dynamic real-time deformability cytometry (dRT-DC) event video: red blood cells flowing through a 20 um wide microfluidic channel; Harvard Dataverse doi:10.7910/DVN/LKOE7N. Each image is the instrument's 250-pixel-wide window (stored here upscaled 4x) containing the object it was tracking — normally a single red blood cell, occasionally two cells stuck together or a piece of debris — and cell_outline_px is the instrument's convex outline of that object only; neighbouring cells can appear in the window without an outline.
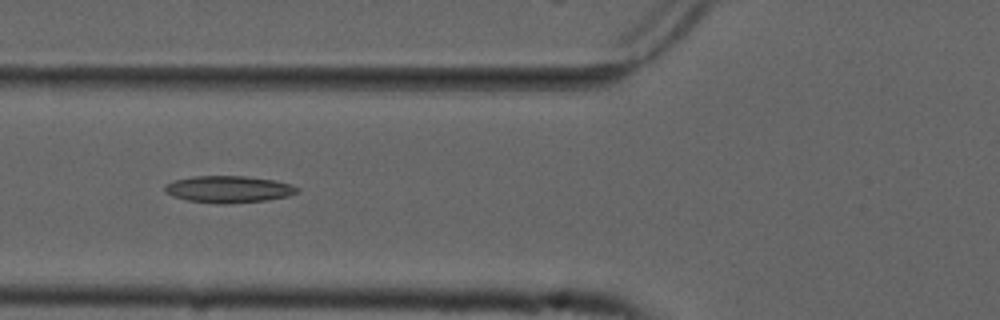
{"species": "common noctule bat (a hibernating species)", "species_latin": "Nyctalus noctula", "temperature_condition": "cold", "stored_images_in_passage": 40, "camera_frame_rate_fps": 3000, "um_per_image_px": 0.085, "animal": {"sex": "male", "forearm_length_mm": 52.5}, "frame": {"image": 1, "passage_image": 6, "time_ms": 1.667, "image_size_px": [1000, 320], "cell_outline_px": [[300, 192], [288, 196], [268, 200], [224, 204], [188, 200], [172, 196], [164, 192], [164, 184], [172, 180], [196, 176], [244, 176], [272, 180], [288, 184], [300, 188]], "centroid_in_image_um": [19.4, 16.08], "position_along_channel_um": 106.4, "area_um2": 20.69}}
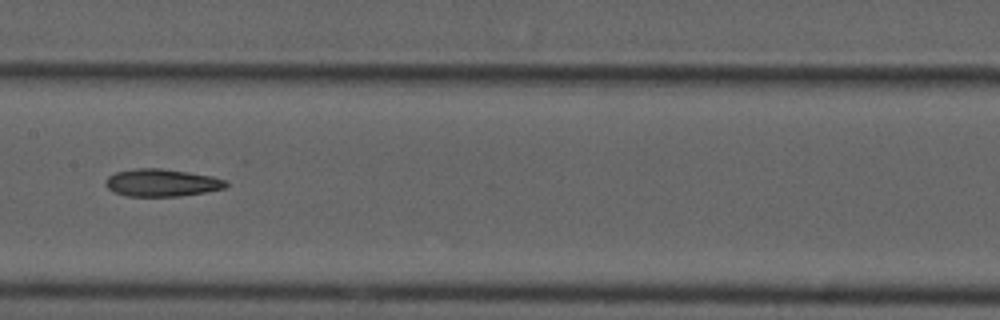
{"frame": {"image": 2, "passage_image": 13, "time_ms": 4.0, "image_size_px": [1000, 320], "cell_outline_px": [[228, 184], [224, 188], [204, 192], [180, 196], [128, 196], [112, 192], [104, 184], [104, 180], [108, 176], [116, 172], [136, 168], [160, 168], [188, 172], [212, 176], [228, 180]], "centroid_in_image_um": [13.72, 15.53], "position_along_channel_um": 193.7, "area_um2": 19.36}}
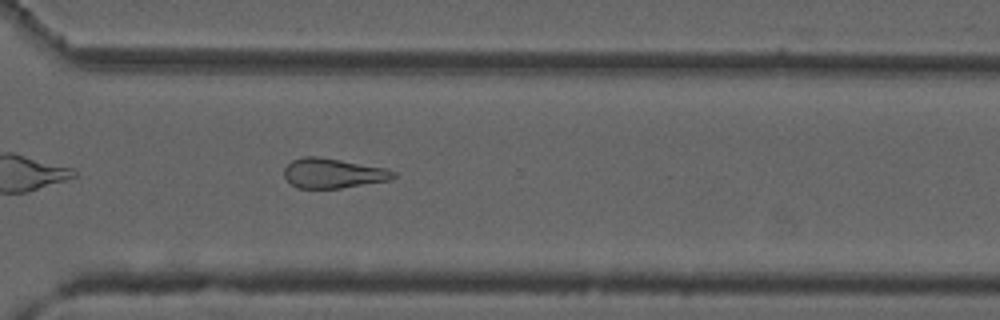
{"frame": {"image": 3, "passage_image": 25, "time_ms": 8.0, "image_size_px": [1000, 320], "cell_outline_px": [[396, 176], [392, 180], [340, 188], [296, 188], [284, 176], [284, 168], [292, 160], [304, 156], [316, 156], [388, 168], [396, 172]], "centroid_in_image_um": [28.34, 14.72], "position_along_channel_um": 342.3, "area_um2": 19.02}, "authors_computed_cell_mechanics": {"area_um2": 19.8254, "velocity_mm_per_s": 3.7255, "shape_relaxation_time_tau1_ms": null, "shape_relaxation_time_tau2_ms": 7.1349, "deformation_change_tau1": null, "deformation_change_tau2": 0.2038}}